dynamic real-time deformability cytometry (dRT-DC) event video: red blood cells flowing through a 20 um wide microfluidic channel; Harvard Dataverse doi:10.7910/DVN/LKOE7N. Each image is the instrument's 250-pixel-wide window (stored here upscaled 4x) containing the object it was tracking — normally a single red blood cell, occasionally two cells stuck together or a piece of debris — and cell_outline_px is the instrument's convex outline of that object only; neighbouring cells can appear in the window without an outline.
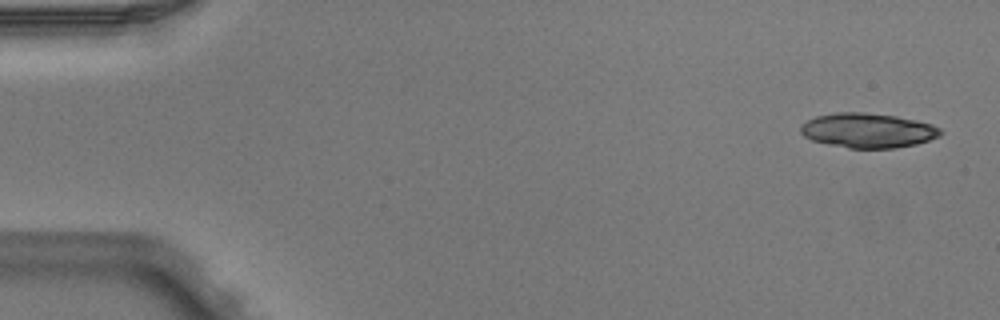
{"species": "Egyptian fruit bat (a non-hibernating species)", "species_latin": "Rousettus aegyptiacus", "temperature_condition": "warm", "stored_images_in_passage": 5, "camera_frame_rate_fps": 3000, "um_per_image_px": 0.085, "animal": {"sex": "male"}, "frame": {"image": 1, "passage_image": 1, "time_ms": 0.0, "image_size_px": [1000, 320], "cell_outline_px": [[940, 136], [916, 144], [892, 148], [848, 148], [828, 144], [812, 140], [804, 136], [800, 132], [800, 124], [816, 116], [836, 112], [864, 112], [896, 116], [916, 120], [932, 124], [940, 128]], "centroid_in_image_um": [73.74, 11.08], "position_along_channel_um": 11.3, "area_um2": 28.21}}
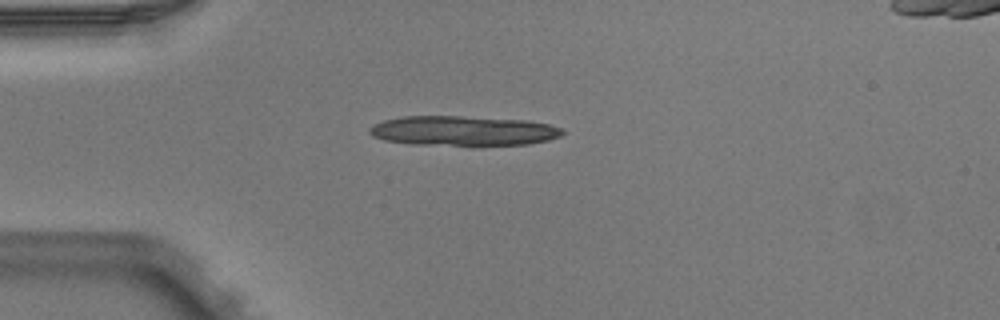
{"frame": {"image": 2, "passage_image": 4, "time_ms": 1.0, "image_size_px": [1000, 320], "cell_outline_px": [[564, 132], [560, 136], [548, 140], [528, 144], [412, 144], [384, 140], [372, 136], [368, 132], [368, 128], [372, 124], [384, 120], [404, 116], [460, 116], [524, 120], [548, 124], [564, 128]], "centroid_in_image_um": [39.33, 11.1], "position_along_channel_um": 45.7, "area_um2": 33.12}}